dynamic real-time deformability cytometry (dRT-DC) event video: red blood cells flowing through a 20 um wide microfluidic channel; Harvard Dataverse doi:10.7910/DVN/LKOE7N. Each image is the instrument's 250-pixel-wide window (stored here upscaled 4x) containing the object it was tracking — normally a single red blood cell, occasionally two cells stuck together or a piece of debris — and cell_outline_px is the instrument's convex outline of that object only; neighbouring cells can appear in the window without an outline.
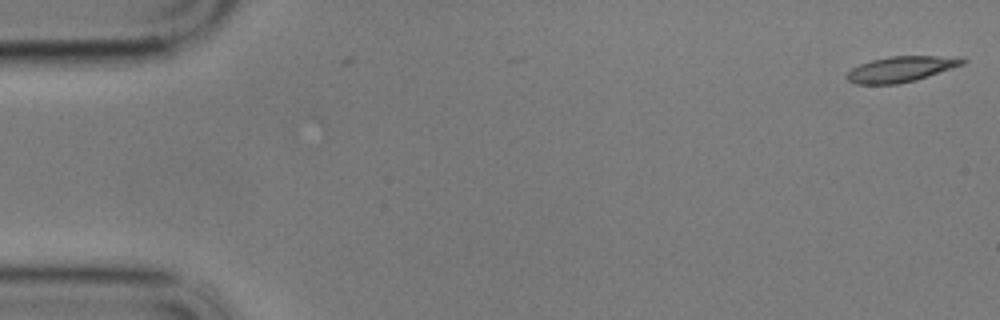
{"species": "common noctule bat (a hibernating species)", "species_latin": "Nyctalus noctula", "temperature_condition": "cold", "stored_images_in_passage": 2, "camera_frame_rate_fps": 3000, "um_per_image_px": 0.085, "animal": {"sex": "male", "body_mass_g": 17.9}, "frame": {"image": 1, "passage_image": 1, "time_ms": 0.0, "image_size_px": [1000, 320], "cell_outline_px": [[968, 60], [964, 64], [916, 80], [896, 84], [856, 84], [848, 80], [848, 72], [852, 68], [860, 64], [872, 60], [888, 56], [956, 56]], "centroid_in_image_um": [76.62, 5.86], "position_along_channel_um": 8.4, "area_um2": 17.17}}